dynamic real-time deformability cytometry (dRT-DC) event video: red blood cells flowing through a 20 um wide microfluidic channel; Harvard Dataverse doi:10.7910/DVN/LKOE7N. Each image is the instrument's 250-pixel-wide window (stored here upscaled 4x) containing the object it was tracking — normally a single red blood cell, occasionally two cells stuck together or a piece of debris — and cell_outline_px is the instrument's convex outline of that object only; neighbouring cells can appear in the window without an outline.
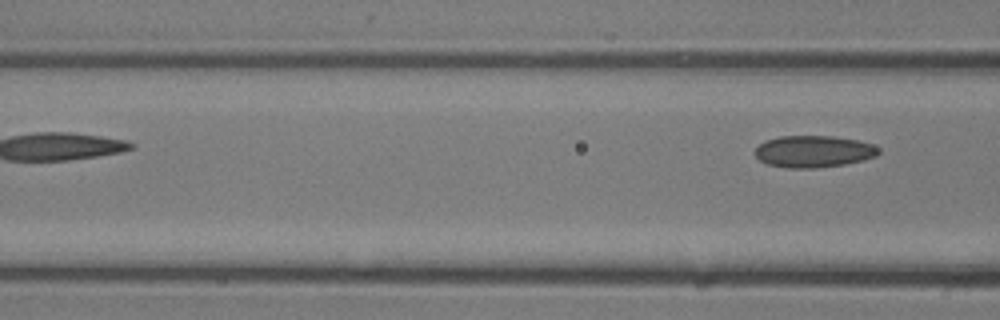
{"species": "common noctule bat (a hibernating species)", "species_latin": "Nyctalus noctula", "temperature_condition": "room temperature", "stored_images_in_passage": 11, "camera_frame_rate_fps": 3000, "um_per_image_px": 0.085, "animal": {"sex": "male", "body_mass_g": 13.3}, "frame": {"image": 1, "passage_image": 11, "time_ms": 3.333, "image_size_px": [1000, 320], "cell_outline_px": [[880, 152], [876, 156], [864, 160], [844, 164], [816, 168], [788, 168], [768, 164], [760, 160], [752, 152], [764, 140], [780, 136], [832, 136], [856, 140], [872, 144], [880, 148]], "centroid_in_image_um": [69.14, 12.87], "position_along_channel_um": 97.5, "area_um2": 23.0}}